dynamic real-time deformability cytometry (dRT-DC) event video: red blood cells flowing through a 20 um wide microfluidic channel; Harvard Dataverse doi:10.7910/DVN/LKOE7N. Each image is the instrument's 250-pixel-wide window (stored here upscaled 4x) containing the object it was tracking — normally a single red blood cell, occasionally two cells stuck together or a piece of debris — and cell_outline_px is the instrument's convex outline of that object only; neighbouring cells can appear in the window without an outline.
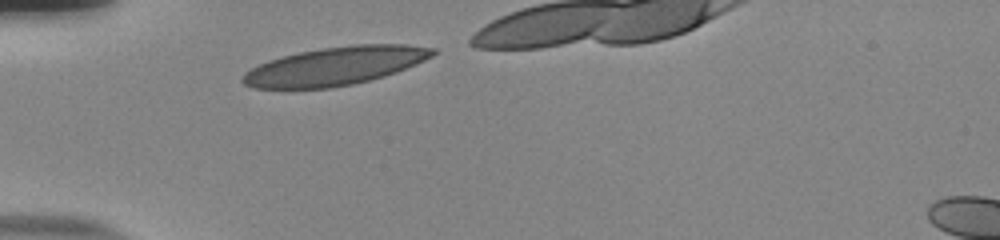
{"species": "human", "species_latin": "Homo sapiens", "temperature_condition": "room temperature", "stored_images_in_passage": 29, "camera_frame_rate_fps": 3000, "um_per_image_px": 0.085, "donor": {"sex": "male"}, "frame": {"image": 1, "passage_image": 1, "time_ms": 0.0, "image_size_px": [1000, 240], "cell_outline_px": [[436, 52], [432, 56], [416, 64], [396, 72], [384, 76], [352, 84], [328, 88], [252, 88], [244, 84], [240, 80], [240, 76], [244, 72], [268, 60], [280, 56], [320, 48], [352, 44], [404, 44], [436, 48]], "centroid_in_image_um": [28.46, 5.6], "position_along_channel_um": 56.5, "area_um2": 42.37}}
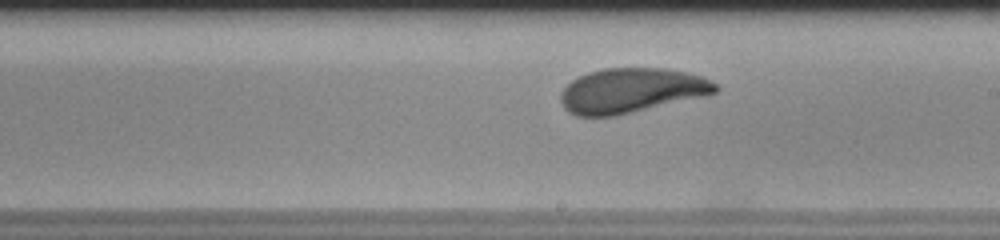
{"frame": {"image": 2, "passage_image": 16, "time_ms": 5.0, "image_size_px": [1000, 240], "cell_outline_px": [[720, 88], [716, 92], [708, 96], [616, 116], [576, 116], [568, 112], [564, 108], [560, 100], [560, 92], [572, 80], [588, 72], [604, 68], [664, 68], [688, 72], [700, 76], [716, 84]], "centroid_in_image_um": [53.68, 7.71], "position_along_channel_um": 235.3, "area_um2": 40.69}}
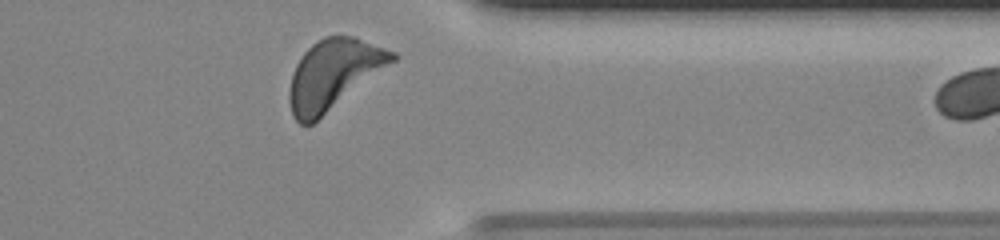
{"frame": {"image": 3, "passage_image": 28, "time_ms": 9.0, "image_size_px": [1000, 240], "cell_outline_px": [[396, 60], [312, 124], [300, 124], [292, 116], [288, 100], [288, 92], [292, 72], [296, 64], [304, 52], [316, 40], [324, 36], [356, 36], [396, 52]], "centroid_in_image_um": [28.33, 6.3], "position_along_channel_um": 383.1, "area_um2": 41.73}}